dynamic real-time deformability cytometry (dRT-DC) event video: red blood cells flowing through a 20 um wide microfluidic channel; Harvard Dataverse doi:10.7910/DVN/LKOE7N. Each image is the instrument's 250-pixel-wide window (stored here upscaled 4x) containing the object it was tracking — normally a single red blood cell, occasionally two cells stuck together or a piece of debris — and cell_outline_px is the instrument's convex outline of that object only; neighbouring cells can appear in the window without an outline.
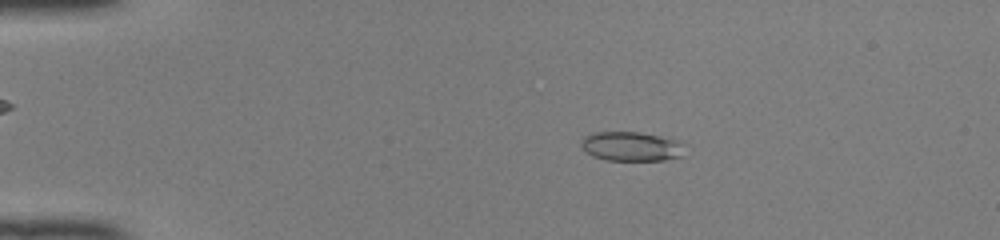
{"species": "common noctule bat (a hibernating species)", "species_latin": "Nyctalus noctula", "temperature_condition": "room temperature", "stored_images_in_passage": 43, "camera_frame_rate_fps": 3000, "um_per_image_px": 0.085, "animal": {"sex": "female", "body_mass_g": 22.0, "forearm_length_mm": 56.7}, "frame": {"image": 1, "passage_image": 3, "time_ms": 0.667, "image_size_px": [1000, 240], "cell_outline_px": [[688, 144], [680, 156], [664, 160], [604, 160], [592, 156], [580, 144], [580, 140], [584, 136], [592, 132], [640, 132], [680, 140]], "centroid_in_image_um": [53.69, 12.43], "position_along_channel_um": 31.3, "area_um2": 17.98}}
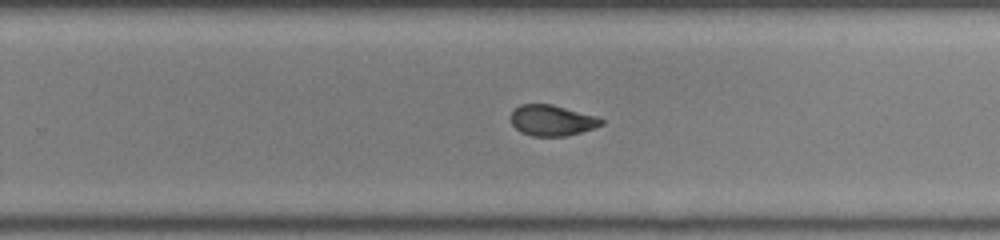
{"frame": {"image": 2, "passage_image": 26, "time_ms": 8.333, "image_size_px": [1000, 240], "cell_outline_px": [[604, 124], [568, 136], [532, 136], [520, 132], [512, 124], [508, 116], [512, 108], [520, 104], [552, 104], [596, 116], [604, 120]], "centroid_in_image_um": [46.85, 10.22], "position_along_channel_um": 282.9, "area_um2": 16.47}}
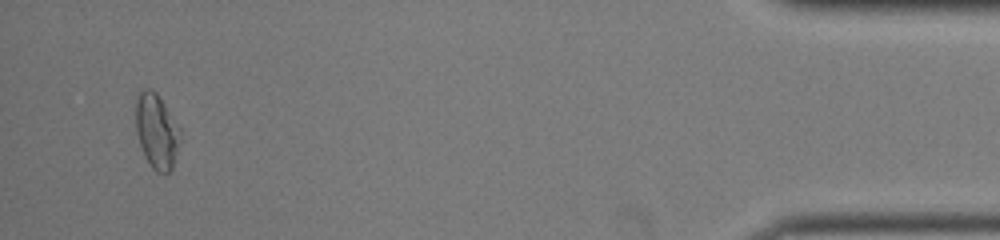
{"frame": {"image": 3, "passage_image": 41, "time_ms": 13.333, "image_size_px": [1000, 240], "cell_outline_px": [[180, 140], [172, 168], [168, 172], [156, 172], [152, 168], [144, 156], [136, 132], [136, 96], [140, 88], [152, 88], [156, 92], [180, 128]], "centroid_in_image_um": [13.29, 11.11], "position_along_channel_um": 421.9, "area_um2": 19.36}, "authors_computed_cell_mechanics": {"area_um2": 17.4556, "velocity_mm_per_s": 4.1264, "shape_relaxation_time_tau1_ms": null, "shape_relaxation_time_tau2_ms": 1.5361, "deformation_change_tau1": null, "deformation_change_tau2": 0.0613}}